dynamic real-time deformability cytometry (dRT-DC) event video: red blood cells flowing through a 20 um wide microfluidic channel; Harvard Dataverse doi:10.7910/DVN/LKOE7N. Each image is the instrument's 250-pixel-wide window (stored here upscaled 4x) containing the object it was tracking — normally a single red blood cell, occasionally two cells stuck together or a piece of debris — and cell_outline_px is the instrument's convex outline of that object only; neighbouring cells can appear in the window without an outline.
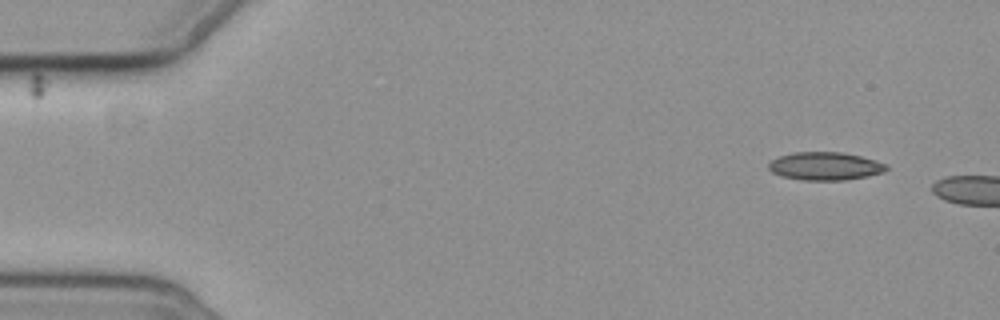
{"species": "common noctule bat (a hibernating species)", "species_latin": "Nyctalus noctula", "temperature_condition": "cold", "stored_images_in_passage": 12, "camera_frame_rate_fps": 3000, "um_per_image_px": 0.085, "animal": {"sex": "female", "body_mass_g": 19.3, "forearm_length_mm": 54.1}, "frame": {"image": 1, "passage_image": 1, "time_ms": 0.0, "image_size_px": [1000, 320], "cell_outline_px": [[888, 168], [884, 172], [868, 176], [844, 180], [800, 180], [780, 176], [772, 172], [768, 168], [768, 164], [772, 160], [780, 156], [792, 152], [844, 152], [876, 160], [888, 164]], "centroid_in_image_um": [70.14, 14.12], "position_along_channel_um": 14.9, "area_um2": 19.42}}
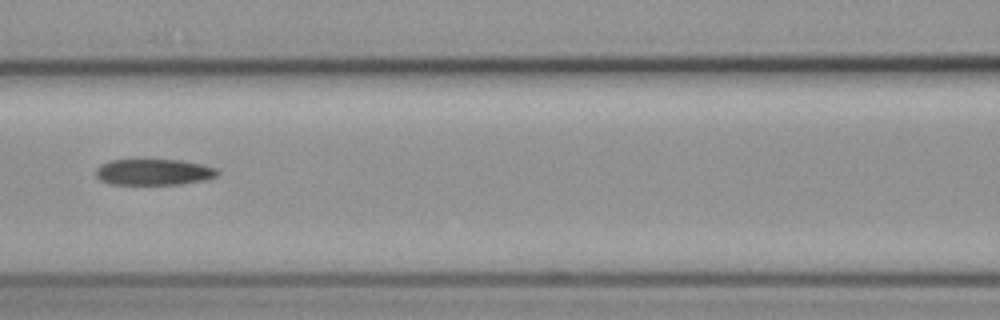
{"frame": {"image": 2, "passage_image": 6, "time_ms": 7.0, "image_size_px": [1000, 320], "cell_outline_px": [[220, 172], [216, 176], [208, 180], [180, 184], [108, 184], [100, 180], [96, 176], [96, 168], [100, 164], [112, 160], [180, 160], [200, 164], [216, 168]], "centroid_in_image_um": [13.07, 14.63], "position_along_channel_um": 153.5, "area_um2": 18.55}}
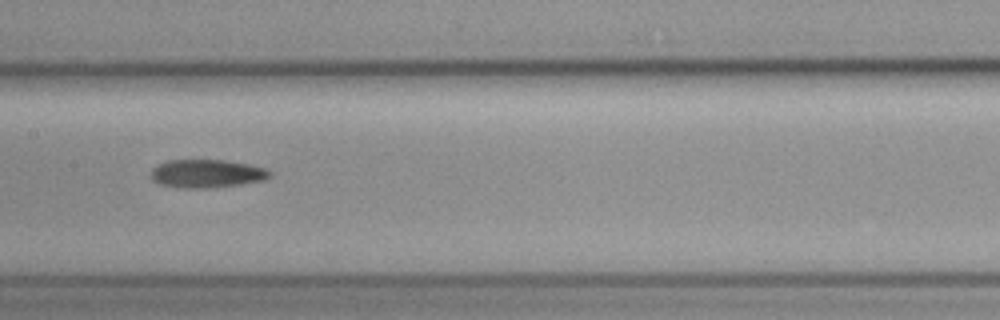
{"frame": {"image": 3, "passage_image": 7, "time_ms": 8.0, "image_size_px": [1000, 320], "cell_outline_px": [[272, 176], [264, 180], [240, 184], [204, 188], [180, 188], [160, 184], [152, 180], [152, 168], [156, 164], [168, 160], [224, 160], [248, 164], [264, 168], [272, 172]], "centroid_in_image_um": [17.56, 14.75], "position_along_channel_um": 189.8, "area_um2": 19.54}}